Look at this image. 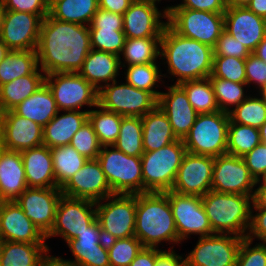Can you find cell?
Here are the masks:
<instances>
[{
    "label": "cell",
    "instance_id": "6da1fadb",
    "mask_svg": "<svg viewBox=\"0 0 266 266\" xmlns=\"http://www.w3.org/2000/svg\"><path fill=\"white\" fill-rule=\"evenodd\" d=\"M91 50L87 25L43 19L37 46L39 68L51 73H78Z\"/></svg>",
    "mask_w": 266,
    "mask_h": 266
},
{
    "label": "cell",
    "instance_id": "7a4b0ae2",
    "mask_svg": "<svg viewBox=\"0 0 266 266\" xmlns=\"http://www.w3.org/2000/svg\"><path fill=\"white\" fill-rule=\"evenodd\" d=\"M213 59V47L183 37L166 25L161 37L159 59L166 71L162 73L163 81L168 77L172 84H180L208 78L212 72Z\"/></svg>",
    "mask_w": 266,
    "mask_h": 266
},
{
    "label": "cell",
    "instance_id": "3957f363",
    "mask_svg": "<svg viewBox=\"0 0 266 266\" xmlns=\"http://www.w3.org/2000/svg\"><path fill=\"white\" fill-rule=\"evenodd\" d=\"M135 236L143 247L161 250L167 245V250L174 249L175 245L179 247L174 217L165 193L136 194Z\"/></svg>",
    "mask_w": 266,
    "mask_h": 266
},
{
    "label": "cell",
    "instance_id": "277c9868",
    "mask_svg": "<svg viewBox=\"0 0 266 266\" xmlns=\"http://www.w3.org/2000/svg\"><path fill=\"white\" fill-rule=\"evenodd\" d=\"M201 199L214 233L247 237L251 225L252 196L210 190Z\"/></svg>",
    "mask_w": 266,
    "mask_h": 266
},
{
    "label": "cell",
    "instance_id": "5b68a950",
    "mask_svg": "<svg viewBox=\"0 0 266 266\" xmlns=\"http://www.w3.org/2000/svg\"><path fill=\"white\" fill-rule=\"evenodd\" d=\"M185 153L183 139L161 149L144 152L141 155L143 193L170 191Z\"/></svg>",
    "mask_w": 266,
    "mask_h": 266
},
{
    "label": "cell",
    "instance_id": "8992f818",
    "mask_svg": "<svg viewBox=\"0 0 266 266\" xmlns=\"http://www.w3.org/2000/svg\"><path fill=\"white\" fill-rule=\"evenodd\" d=\"M229 113L217 111L198 114L183 139L186 152L218 157L227 154Z\"/></svg>",
    "mask_w": 266,
    "mask_h": 266
},
{
    "label": "cell",
    "instance_id": "52a82bcc",
    "mask_svg": "<svg viewBox=\"0 0 266 266\" xmlns=\"http://www.w3.org/2000/svg\"><path fill=\"white\" fill-rule=\"evenodd\" d=\"M113 194L143 193L141 157L128 156L112 146H102L97 157Z\"/></svg>",
    "mask_w": 266,
    "mask_h": 266
},
{
    "label": "cell",
    "instance_id": "ba28073f",
    "mask_svg": "<svg viewBox=\"0 0 266 266\" xmlns=\"http://www.w3.org/2000/svg\"><path fill=\"white\" fill-rule=\"evenodd\" d=\"M136 194H113L96 202L105 241L135 236Z\"/></svg>",
    "mask_w": 266,
    "mask_h": 266
},
{
    "label": "cell",
    "instance_id": "9c48e42d",
    "mask_svg": "<svg viewBox=\"0 0 266 266\" xmlns=\"http://www.w3.org/2000/svg\"><path fill=\"white\" fill-rule=\"evenodd\" d=\"M167 24L183 37L214 47L224 31V13L172 8Z\"/></svg>",
    "mask_w": 266,
    "mask_h": 266
},
{
    "label": "cell",
    "instance_id": "30bf717a",
    "mask_svg": "<svg viewBox=\"0 0 266 266\" xmlns=\"http://www.w3.org/2000/svg\"><path fill=\"white\" fill-rule=\"evenodd\" d=\"M157 103L158 100L150 92L137 89L124 79L120 81V78L98 91V105L123 117H142L152 111Z\"/></svg>",
    "mask_w": 266,
    "mask_h": 266
},
{
    "label": "cell",
    "instance_id": "8fae6325",
    "mask_svg": "<svg viewBox=\"0 0 266 266\" xmlns=\"http://www.w3.org/2000/svg\"><path fill=\"white\" fill-rule=\"evenodd\" d=\"M45 83L51 89L59 111L89 112L98 104V90L79 73L47 74Z\"/></svg>",
    "mask_w": 266,
    "mask_h": 266
},
{
    "label": "cell",
    "instance_id": "7c38bea8",
    "mask_svg": "<svg viewBox=\"0 0 266 266\" xmlns=\"http://www.w3.org/2000/svg\"><path fill=\"white\" fill-rule=\"evenodd\" d=\"M164 193L170 202L179 246L187 242L188 239L194 238L191 237L192 235L199 238L215 234L202 205L201 196L181 195L171 190Z\"/></svg>",
    "mask_w": 266,
    "mask_h": 266
},
{
    "label": "cell",
    "instance_id": "4fadbf2b",
    "mask_svg": "<svg viewBox=\"0 0 266 266\" xmlns=\"http://www.w3.org/2000/svg\"><path fill=\"white\" fill-rule=\"evenodd\" d=\"M95 220L96 202L62 195L56 208L54 226L46 235V241L59 237L66 243L77 238Z\"/></svg>",
    "mask_w": 266,
    "mask_h": 266
},
{
    "label": "cell",
    "instance_id": "5bb4252c",
    "mask_svg": "<svg viewBox=\"0 0 266 266\" xmlns=\"http://www.w3.org/2000/svg\"><path fill=\"white\" fill-rule=\"evenodd\" d=\"M242 237L212 234L199 237L194 248L184 253L186 266H236Z\"/></svg>",
    "mask_w": 266,
    "mask_h": 266
},
{
    "label": "cell",
    "instance_id": "9a60e30c",
    "mask_svg": "<svg viewBox=\"0 0 266 266\" xmlns=\"http://www.w3.org/2000/svg\"><path fill=\"white\" fill-rule=\"evenodd\" d=\"M256 180L242 157L230 154L215 157L211 190L219 193L254 195Z\"/></svg>",
    "mask_w": 266,
    "mask_h": 266
},
{
    "label": "cell",
    "instance_id": "2e32d148",
    "mask_svg": "<svg viewBox=\"0 0 266 266\" xmlns=\"http://www.w3.org/2000/svg\"><path fill=\"white\" fill-rule=\"evenodd\" d=\"M168 13L150 0H134L123 14L126 38L162 37Z\"/></svg>",
    "mask_w": 266,
    "mask_h": 266
},
{
    "label": "cell",
    "instance_id": "e0dca14e",
    "mask_svg": "<svg viewBox=\"0 0 266 266\" xmlns=\"http://www.w3.org/2000/svg\"><path fill=\"white\" fill-rule=\"evenodd\" d=\"M215 157L186 152L171 191L181 195L204 196L211 190Z\"/></svg>",
    "mask_w": 266,
    "mask_h": 266
},
{
    "label": "cell",
    "instance_id": "ac0fdd59",
    "mask_svg": "<svg viewBox=\"0 0 266 266\" xmlns=\"http://www.w3.org/2000/svg\"><path fill=\"white\" fill-rule=\"evenodd\" d=\"M42 21L36 14L4 10L0 38L9 50H36Z\"/></svg>",
    "mask_w": 266,
    "mask_h": 266
},
{
    "label": "cell",
    "instance_id": "d6986e66",
    "mask_svg": "<svg viewBox=\"0 0 266 266\" xmlns=\"http://www.w3.org/2000/svg\"><path fill=\"white\" fill-rule=\"evenodd\" d=\"M43 145V127L17 115L13 110L0 113V147L22 152Z\"/></svg>",
    "mask_w": 266,
    "mask_h": 266
},
{
    "label": "cell",
    "instance_id": "ffe728a7",
    "mask_svg": "<svg viewBox=\"0 0 266 266\" xmlns=\"http://www.w3.org/2000/svg\"><path fill=\"white\" fill-rule=\"evenodd\" d=\"M62 195L60 188L56 187H28L15 201L46 236L54 226L56 208Z\"/></svg>",
    "mask_w": 266,
    "mask_h": 266
},
{
    "label": "cell",
    "instance_id": "44dd1931",
    "mask_svg": "<svg viewBox=\"0 0 266 266\" xmlns=\"http://www.w3.org/2000/svg\"><path fill=\"white\" fill-rule=\"evenodd\" d=\"M63 196L98 202L113 192L97 159H88L61 188Z\"/></svg>",
    "mask_w": 266,
    "mask_h": 266
},
{
    "label": "cell",
    "instance_id": "7402d4cb",
    "mask_svg": "<svg viewBox=\"0 0 266 266\" xmlns=\"http://www.w3.org/2000/svg\"><path fill=\"white\" fill-rule=\"evenodd\" d=\"M65 244L73 259L60 256L64 261L76 266H110L107 241L97 219L77 238L70 239Z\"/></svg>",
    "mask_w": 266,
    "mask_h": 266
},
{
    "label": "cell",
    "instance_id": "603a6c76",
    "mask_svg": "<svg viewBox=\"0 0 266 266\" xmlns=\"http://www.w3.org/2000/svg\"><path fill=\"white\" fill-rule=\"evenodd\" d=\"M1 241L48 244L46 236L24 214L16 201L0 202Z\"/></svg>",
    "mask_w": 266,
    "mask_h": 266
},
{
    "label": "cell",
    "instance_id": "cb8c5ba5",
    "mask_svg": "<svg viewBox=\"0 0 266 266\" xmlns=\"http://www.w3.org/2000/svg\"><path fill=\"white\" fill-rule=\"evenodd\" d=\"M224 31L245 45L252 53L266 37V19L247 7H226Z\"/></svg>",
    "mask_w": 266,
    "mask_h": 266
},
{
    "label": "cell",
    "instance_id": "d4e9b609",
    "mask_svg": "<svg viewBox=\"0 0 266 266\" xmlns=\"http://www.w3.org/2000/svg\"><path fill=\"white\" fill-rule=\"evenodd\" d=\"M166 85V86H165ZM157 105L170 121L173 133L178 139H184L193 126L198 113L190 104L186 92L178 85L164 83Z\"/></svg>",
    "mask_w": 266,
    "mask_h": 266
},
{
    "label": "cell",
    "instance_id": "484cf974",
    "mask_svg": "<svg viewBox=\"0 0 266 266\" xmlns=\"http://www.w3.org/2000/svg\"><path fill=\"white\" fill-rule=\"evenodd\" d=\"M27 188L21 153L0 147V202L15 201Z\"/></svg>",
    "mask_w": 266,
    "mask_h": 266
},
{
    "label": "cell",
    "instance_id": "4316f807",
    "mask_svg": "<svg viewBox=\"0 0 266 266\" xmlns=\"http://www.w3.org/2000/svg\"><path fill=\"white\" fill-rule=\"evenodd\" d=\"M121 72L119 56L93 49L90 50L78 71L98 91L103 86L121 78Z\"/></svg>",
    "mask_w": 266,
    "mask_h": 266
},
{
    "label": "cell",
    "instance_id": "83f0119b",
    "mask_svg": "<svg viewBox=\"0 0 266 266\" xmlns=\"http://www.w3.org/2000/svg\"><path fill=\"white\" fill-rule=\"evenodd\" d=\"M21 153L28 187H56L50 148L40 145Z\"/></svg>",
    "mask_w": 266,
    "mask_h": 266
},
{
    "label": "cell",
    "instance_id": "f1b7e54d",
    "mask_svg": "<svg viewBox=\"0 0 266 266\" xmlns=\"http://www.w3.org/2000/svg\"><path fill=\"white\" fill-rule=\"evenodd\" d=\"M87 120V111H59L43 127V145L49 148L69 145L73 136Z\"/></svg>",
    "mask_w": 266,
    "mask_h": 266
},
{
    "label": "cell",
    "instance_id": "f546056e",
    "mask_svg": "<svg viewBox=\"0 0 266 266\" xmlns=\"http://www.w3.org/2000/svg\"><path fill=\"white\" fill-rule=\"evenodd\" d=\"M141 120L144 152L161 149L178 140L173 133L170 121L158 105L142 116Z\"/></svg>",
    "mask_w": 266,
    "mask_h": 266
},
{
    "label": "cell",
    "instance_id": "4dcf8cb0",
    "mask_svg": "<svg viewBox=\"0 0 266 266\" xmlns=\"http://www.w3.org/2000/svg\"><path fill=\"white\" fill-rule=\"evenodd\" d=\"M12 110L42 127L59 112L53 93L46 83Z\"/></svg>",
    "mask_w": 266,
    "mask_h": 266
},
{
    "label": "cell",
    "instance_id": "1f68e13d",
    "mask_svg": "<svg viewBox=\"0 0 266 266\" xmlns=\"http://www.w3.org/2000/svg\"><path fill=\"white\" fill-rule=\"evenodd\" d=\"M46 74L38 67L32 74L21 76L0 86V113L12 110L45 83Z\"/></svg>",
    "mask_w": 266,
    "mask_h": 266
},
{
    "label": "cell",
    "instance_id": "d6a6232c",
    "mask_svg": "<svg viewBox=\"0 0 266 266\" xmlns=\"http://www.w3.org/2000/svg\"><path fill=\"white\" fill-rule=\"evenodd\" d=\"M51 249L47 244L1 241L0 266H39Z\"/></svg>",
    "mask_w": 266,
    "mask_h": 266
},
{
    "label": "cell",
    "instance_id": "836d02e7",
    "mask_svg": "<svg viewBox=\"0 0 266 266\" xmlns=\"http://www.w3.org/2000/svg\"><path fill=\"white\" fill-rule=\"evenodd\" d=\"M161 37L126 38L119 56L120 66L160 63Z\"/></svg>",
    "mask_w": 266,
    "mask_h": 266
},
{
    "label": "cell",
    "instance_id": "e575fe53",
    "mask_svg": "<svg viewBox=\"0 0 266 266\" xmlns=\"http://www.w3.org/2000/svg\"><path fill=\"white\" fill-rule=\"evenodd\" d=\"M98 0H56L49 6V15L57 20L89 26Z\"/></svg>",
    "mask_w": 266,
    "mask_h": 266
},
{
    "label": "cell",
    "instance_id": "d590c367",
    "mask_svg": "<svg viewBox=\"0 0 266 266\" xmlns=\"http://www.w3.org/2000/svg\"><path fill=\"white\" fill-rule=\"evenodd\" d=\"M122 78L133 87L150 92L157 100L165 81L162 77L161 63L123 66ZM124 74V75H123ZM161 86V87H160Z\"/></svg>",
    "mask_w": 266,
    "mask_h": 266
},
{
    "label": "cell",
    "instance_id": "8d00e7d4",
    "mask_svg": "<svg viewBox=\"0 0 266 266\" xmlns=\"http://www.w3.org/2000/svg\"><path fill=\"white\" fill-rule=\"evenodd\" d=\"M38 67L36 50H10L0 63V86L32 74Z\"/></svg>",
    "mask_w": 266,
    "mask_h": 266
},
{
    "label": "cell",
    "instance_id": "74e56055",
    "mask_svg": "<svg viewBox=\"0 0 266 266\" xmlns=\"http://www.w3.org/2000/svg\"><path fill=\"white\" fill-rule=\"evenodd\" d=\"M50 151L53 160L56 188H61L88 160L70 144L50 148Z\"/></svg>",
    "mask_w": 266,
    "mask_h": 266
},
{
    "label": "cell",
    "instance_id": "f35d334b",
    "mask_svg": "<svg viewBox=\"0 0 266 266\" xmlns=\"http://www.w3.org/2000/svg\"><path fill=\"white\" fill-rule=\"evenodd\" d=\"M123 116L96 105L88 112V120L102 146H112L120 133Z\"/></svg>",
    "mask_w": 266,
    "mask_h": 266
},
{
    "label": "cell",
    "instance_id": "ab89813d",
    "mask_svg": "<svg viewBox=\"0 0 266 266\" xmlns=\"http://www.w3.org/2000/svg\"><path fill=\"white\" fill-rule=\"evenodd\" d=\"M178 85L186 92L190 104L198 114L220 111L209 77L184 81Z\"/></svg>",
    "mask_w": 266,
    "mask_h": 266
},
{
    "label": "cell",
    "instance_id": "60d3db41",
    "mask_svg": "<svg viewBox=\"0 0 266 266\" xmlns=\"http://www.w3.org/2000/svg\"><path fill=\"white\" fill-rule=\"evenodd\" d=\"M113 146L128 156L141 157L144 153L141 117L122 118L120 133Z\"/></svg>",
    "mask_w": 266,
    "mask_h": 266
},
{
    "label": "cell",
    "instance_id": "b9f144b4",
    "mask_svg": "<svg viewBox=\"0 0 266 266\" xmlns=\"http://www.w3.org/2000/svg\"><path fill=\"white\" fill-rule=\"evenodd\" d=\"M209 79L217 105L223 112L229 113L252 93L247 83H237L216 77H209Z\"/></svg>",
    "mask_w": 266,
    "mask_h": 266
},
{
    "label": "cell",
    "instance_id": "7bdbcfd3",
    "mask_svg": "<svg viewBox=\"0 0 266 266\" xmlns=\"http://www.w3.org/2000/svg\"><path fill=\"white\" fill-rule=\"evenodd\" d=\"M261 143L259 129L234 123L228 125L227 154L243 157Z\"/></svg>",
    "mask_w": 266,
    "mask_h": 266
},
{
    "label": "cell",
    "instance_id": "ee69618b",
    "mask_svg": "<svg viewBox=\"0 0 266 266\" xmlns=\"http://www.w3.org/2000/svg\"><path fill=\"white\" fill-rule=\"evenodd\" d=\"M230 119L237 124L259 129L266 121V103L254 92L229 112Z\"/></svg>",
    "mask_w": 266,
    "mask_h": 266
},
{
    "label": "cell",
    "instance_id": "f6af8a7d",
    "mask_svg": "<svg viewBox=\"0 0 266 266\" xmlns=\"http://www.w3.org/2000/svg\"><path fill=\"white\" fill-rule=\"evenodd\" d=\"M142 248L136 236L107 241L110 266H129Z\"/></svg>",
    "mask_w": 266,
    "mask_h": 266
},
{
    "label": "cell",
    "instance_id": "bcb514c9",
    "mask_svg": "<svg viewBox=\"0 0 266 266\" xmlns=\"http://www.w3.org/2000/svg\"><path fill=\"white\" fill-rule=\"evenodd\" d=\"M89 33L91 49L120 56L126 41L123 29L89 28Z\"/></svg>",
    "mask_w": 266,
    "mask_h": 266
},
{
    "label": "cell",
    "instance_id": "7dc6e473",
    "mask_svg": "<svg viewBox=\"0 0 266 266\" xmlns=\"http://www.w3.org/2000/svg\"><path fill=\"white\" fill-rule=\"evenodd\" d=\"M209 77L246 83L245 59L233 56H214L212 72Z\"/></svg>",
    "mask_w": 266,
    "mask_h": 266
},
{
    "label": "cell",
    "instance_id": "c3c4849f",
    "mask_svg": "<svg viewBox=\"0 0 266 266\" xmlns=\"http://www.w3.org/2000/svg\"><path fill=\"white\" fill-rule=\"evenodd\" d=\"M70 145L86 159H97L102 148L89 120L73 136Z\"/></svg>",
    "mask_w": 266,
    "mask_h": 266
},
{
    "label": "cell",
    "instance_id": "681fc988",
    "mask_svg": "<svg viewBox=\"0 0 266 266\" xmlns=\"http://www.w3.org/2000/svg\"><path fill=\"white\" fill-rule=\"evenodd\" d=\"M236 266H266V243L243 238Z\"/></svg>",
    "mask_w": 266,
    "mask_h": 266
},
{
    "label": "cell",
    "instance_id": "f907efd6",
    "mask_svg": "<svg viewBox=\"0 0 266 266\" xmlns=\"http://www.w3.org/2000/svg\"><path fill=\"white\" fill-rule=\"evenodd\" d=\"M214 56H233L240 59H246L251 52L249 49L239 43L237 39L223 31L213 47Z\"/></svg>",
    "mask_w": 266,
    "mask_h": 266
},
{
    "label": "cell",
    "instance_id": "816d5d0a",
    "mask_svg": "<svg viewBox=\"0 0 266 266\" xmlns=\"http://www.w3.org/2000/svg\"><path fill=\"white\" fill-rule=\"evenodd\" d=\"M245 73L246 83L250 91L255 92L266 84V62L253 53L245 59Z\"/></svg>",
    "mask_w": 266,
    "mask_h": 266
},
{
    "label": "cell",
    "instance_id": "f5cc1de1",
    "mask_svg": "<svg viewBox=\"0 0 266 266\" xmlns=\"http://www.w3.org/2000/svg\"><path fill=\"white\" fill-rule=\"evenodd\" d=\"M4 10L28 12L39 15L44 19L49 14L46 0H1Z\"/></svg>",
    "mask_w": 266,
    "mask_h": 266
},
{
    "label": "cell",
    "instance_id": "db71d44e",
    "mask_svg": "<svg viewBox=\"0 0 266 266\" xmlns=\"http://www.w3.org/2000/svg\"><path fill=\"white\" fill-rule=\"evenodd\" d=\"M162 6L168 13L172 8H186L198 11H209L213 13H224L226 11L225 0H181L180 3Z\"/></svg>",
    "mask_w": 266,
    "mask_h": 266
},
{
    "label": "cell",
    "instance_id": "11a10c76",
    "mask_svg": "<svg viewBox=\"0 0 266 266\" xmlns=\"http://www.w3.org/2000/svg\"><path fill=\"white\" fill-rule=\"evenodd\" d=\"M251 175L257 181L266 171V144H258L252 151L242 157Z\"/></svg>",
    "mask_w": 266,
    "mask_h": 266
},
{
    "label": "cell",
    "instance_id": "9f6ffc18",
    "mask_svg": "<svg viewBox=\"0 0 266 266\" xmlns=\"http://www.w3.org/2000/svg\"><path fill=\"white\" fill-rule=\"evenodd\" d=\"M247 238L266 243V208H251V225Z\"/></svg>",
    "mask_w": 266,
    "mask_h": 266
},
{
    "label": "cell",
    "instance_id": "6f0895ef",
    "mask_svg": "<svg viewBox=\"0 0 266 266\" xmlns=\"http://www.w3.org/2000/svg\"><path fill=\"white\" fill-rule=\"evenodd\" d=\"M89 28L123 29V15L98 9Z\"/></svg>",
    "mask_w": 266,
    "mask_h": 266
},
{
    "label": "cell",
    "instance_id": "680465c9",
    "mask_svg": "<svg viewBox=\"0 0 266 266\" xmlns=\"http://www.w3.org/2000/svg\"><path fill=\"white\" fill-rule=\"evenodd\" d=\"M176 249H158L155 266H186L185 256Z\"/></svg>",
    "mask_w": 266,
    "mask_h": 266
},
{
    "label": "cell",
    "instance_id": "91938a15",
    "mask_svg": "<svg viewBox=\"0 0 266 266\" xmlns=\"http://www.w3.org/2000/svg\"><path fill=\"white\" fill-rule=\"evenodd\" d=\"M157 248L143 247L129 266H155Z\"/></svg>",
    "mask_w": 266,
    "mask_h": 266
},
{
    "label": "cell",
    "instance_id": "94428289",
    "mask_svg": "<svg viewBox=\"0 0 266 266\" xmlns=\"http://www.w3.org/2000/svg\"><path fill=\"white\" fill-rule=\"evenodd\" d=\"M99 8L105 11L124 14L134 0H98Z\"/></svg>",
    "mask_w": 266,
    "mask_h": 266
},
{
    "label": "cell",
    "instance_id": "6125c7cd",
    "mask_svg": "<svg viewBox=\"0 0 266 266\" xmlns=\"http://www.w3.org/2000/svg\"><path fill=\"white\" fill-rule=\"evenodd\" d=\"M251 208H266V183H256Z\"/></svg>",
    "mask_w": 266,
    "mask_h": 266
},
{
    "label": "cell",
    "instance_id": "be15d7a7",
    "mask_svg": "<svg viewBox=\"0 0 266 266\" xmlns=\"http://www.w3.org/2000/svg\"><path fill=\"white\" fill-rule=\"evenodd\" d=\"M39 266H76L72 263L64 261L60 255H52L50 252L40 263Z\"/></svg>",
    "mask_w": 266,
    "mask_h": 266
},
{
    "label": "cell",
    "instance_id": "e7e4bbea",
    "mask_svg": "<svg viewBox=\"0 0 266 266\" xmlns=\"http://www.w3.org/2000/svg\"><path fill=\"white\" fill-rule=\"evenodd\" d=\"M246 7L257 16L266 19V0H251Z\"/></svg>",
    "mask_w": 266,
    "mask_h": 266
},
{
    "label": "cell",
    "instance_id": "03108f58",
    "mask_svg": "<svg viewBox=\"0 0 266 266\" xmlns=\"http://www.w3.org/2000/svg\"><path fill=\"white\" fill-rule=\"evenodd\" d=\"M252 53L266 62V37L258 44Z\"/></svg>",
    "mask_w": 266,
    "mask_h": 266
},
{
    "label": "cell",
    "instance_id": "003e7915",
    "mask_svg": "<svg viewBox=\"0 0 266 266\" xmlns=\"http://www.w3.org/2000/svg\"><path fill=\"white\" fill-rule=\"evenodd\" d=\"M225 2L229 7H246L251 0H225Z\"/></svg>",
    "mask_w": 266,
    "mask_h": 266
},
{
    "label": "cell",
    "instance_id": "a7ac6f4b",
    "mask_svg": "<svg viewBox=\"0 0 266 266\" xmlns=\"http://www.w3.org/2000/svg\"><path fill=\"white\" fill-rule=\"evenodd\" d=\"M9 51H10L9 48L0 38V63L4 60Z\"/></svg>",
    "mask_w": 266,
    "mask_h": 266
},
{
    "label": "cell",
    "instance_id": "89a4df30",
    "mask_svg": "<svg viewBox=\"0 0 266 266\" xmlns=\"http://www.w3.org/2000/svg\"><path fill=\"white\" fill-rule=\"evenodd\" d=\"M255 93L266 103V84L256 90Z\"/></svg>",
    "mask_w": 266,
    "mask_h": 266
},
{
    "label": "cell",
    "instance_id": "2644e50d",
    "mask_svg": "<svg viewBox=\"0 0 266 266\" xmlns=\"http://www.w3.org/2000/svg\"><path fill=\"white\" fill-rule=\"evenodd\" d=\"M261 143L266 144V121L259 128Z\"/></svg>",
    "mask_w": 266,
    "mask_h": 266
},
{
    "label": "cell",
    "instance_id": "8c879c8a",
    "mask_svg": "<svg viewBox=\"0 0 266 266\" xmlns=\"http://www.w3.org/2000/svg\"><path fill=\"white\" fill-rule=\"evenodd\" d=\"M3 14H4V9H3V6H2L1 0H0V33H1Z\"/></svg>",
    "mask_w": 266,
    "mask_h": 266
},
{
    "label": "cell",
    "instance_id": "753ad0ef",
    "mask_svg": "<svg viewBox=\"0 0 266 266\" xmlns=\"http://www.w3.org/2000/svg\"><path fill=\"white\" fill-rule=\"evenodd\" d=\"M256 183H266V171Z\"/></svg>",
    "mask_w": 266,
    "mask_h": 266
},
{
    "label": "cell",
    "instance_id": "34e18365",
    "mask_svg": "<svg viewBox=\"0 0 266 266\" xmlns=\"http://www.w3.org/2000/svg\"><path fill=\"white\" fill-rule=\"evenodd\" d=\"M151 2H153V3H155L156 5H158V6H160L159 4H162L161 3V1L162 0H150ZM163 1H165V0H163ZM168 3L171 1L172 2V0H166ZM175 0H173V2H174ZM181 0H179V2H180Z\"/></svg>",
    "mask_w": 266,
    "mask_h": 266
},
{
    "label": "cell",
    "instance_id": "11e5206c",
    "mask_svg": "<svg viewBox=\"0 0 266 266\" xmlns=\"http://www.w3.org/2000/svg\"><path fill=\"white\" fill-rule=\"evenodd\" d=\"M46 1H47L48 5L50 6L56 0H46Z\"/></svg>",
    "mask_w": 266,
    "mask_h": 266
}]
</instances>
